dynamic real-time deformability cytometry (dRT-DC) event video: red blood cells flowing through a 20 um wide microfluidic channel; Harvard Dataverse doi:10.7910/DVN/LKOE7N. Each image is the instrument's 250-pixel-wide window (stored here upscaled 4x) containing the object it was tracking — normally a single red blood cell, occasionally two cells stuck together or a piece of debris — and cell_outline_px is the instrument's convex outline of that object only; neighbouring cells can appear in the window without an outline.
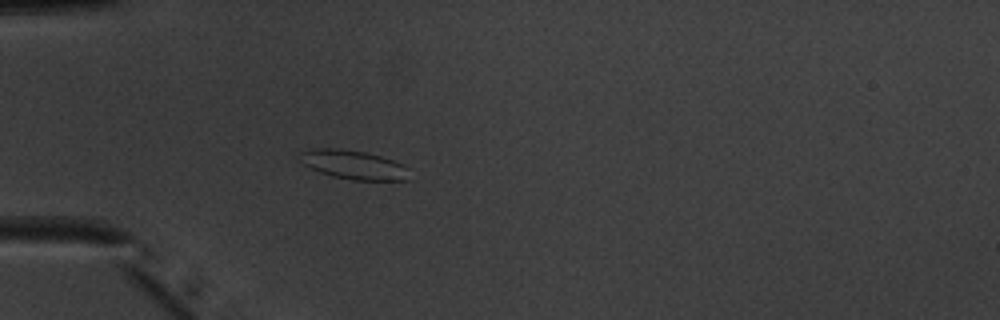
{"species": "common noctule bat (a hibernating species)", "species_latin": "Nyctalus noctula", "temperature_condition": "warm", "stored_images_in_passage": 38, "camera_frame_rate_fps": 3000, "um_per_image_px": 0.085, "animal": {"sex": "male", "body_mass_g": 20.1, "forearm_length_mm": 53.5}, "frame": {"image": 1, "passage_image": 2, "time_ms": 0.333, "image_size_px": [1000, 320], "cell_outline_px": [[412, 180], [352, 180], [332, 176], [320, 172], [304, 164], [300, 160], [300, 152], [312, 148], [340, 148], [364, 152], [380, 156], [404, 164], [408, 168]], "centroid_in_image_um": [30.1, 14.01], "position_along_channel_um": 54.9, "area_um2": 18.61}}
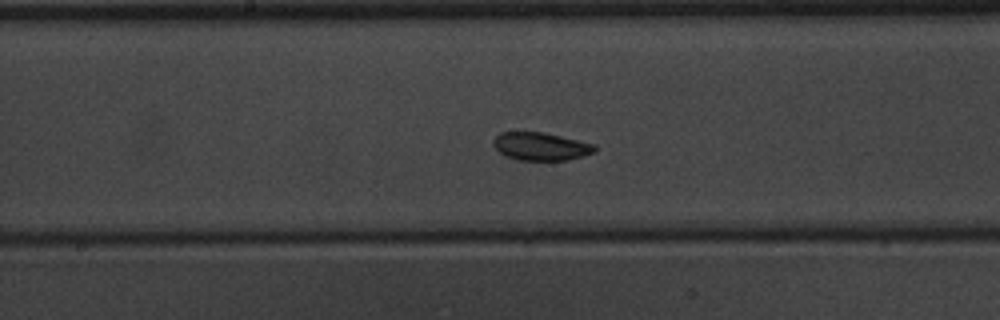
{"frame": {"image": 2, "passage_image": 14, "time_ms": 4.333, "image_size_px": [1000, 320], "cell_outline_px": [[596, 152], [584, 156], [568, 160], [516, 160], [504, 156], [492, 144], [492, 140], [500, 132], [544, 132], [596, 144]], "centroid_in_image_um": [45.98, 12.45], "position_along_channel_um": 202.2, "area_um2": 16.76}}
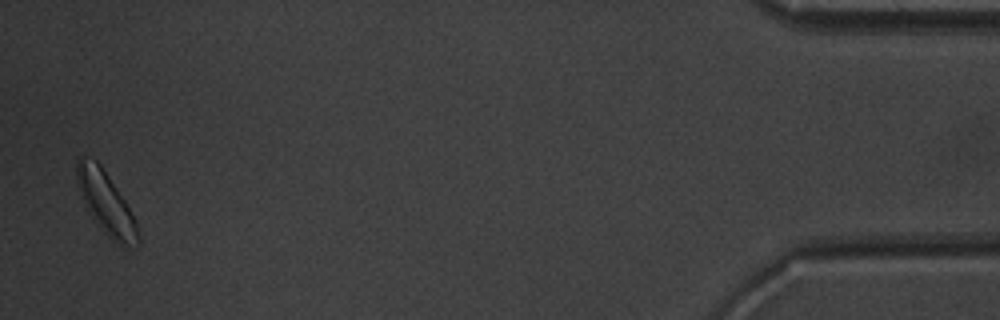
{"frame": {"image": 3, "passage_image": 37, "time_ms": 12.0, "image_size_px": [1000, 320], "cell_outline_px": [[140, 244], [136, 248], [124, 248], [116, 244], [104, 232], [88, 212], [84, 204], [76, 180], [76, 160], [80, 156], [84, 156], [96, 160], [100, 164], [124, 200], [136, 224], [140, 236]], "centroid_in_image_um": [9.01, 17.3], "position_along_channel_um": 426.2, "area_um2": 22.2}, "authors_computed_cell_mechanics": {"area_um2": 17.3111, "velocity_mm_per_s": 3.9532, "shape_relaxation_time_tau1_ms": 2.3036, "shape_relaxation_time_tau2_ms": null, "deformation_change_tau1": 0.084, "deformation_change_tau2": null}}